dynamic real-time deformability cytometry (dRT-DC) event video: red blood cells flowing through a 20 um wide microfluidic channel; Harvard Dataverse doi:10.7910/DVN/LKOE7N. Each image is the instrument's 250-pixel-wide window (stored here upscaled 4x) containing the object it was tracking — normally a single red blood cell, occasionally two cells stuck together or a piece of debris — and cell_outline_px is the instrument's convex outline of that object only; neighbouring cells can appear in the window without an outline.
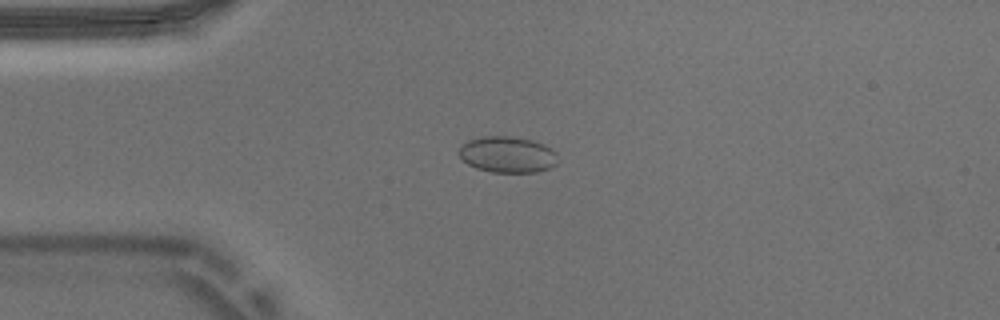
{"species": "Egyptian fruit bat (a non-hibernating species)", "species_latin": "Rousettus aegyptiacus", "temperature_condition": "warm", "stored_images_in_passage": 53, "camera_frame_rate_fps": 3000, "um_per_image_px": 0.085, "animal": {"sex": "male"}, "frame": {"image": 1, "passage_image": 12, "time_ms": 3.667, "image_size_px": [1000, 320], "cell_outline_px": [[556, 164], [548, 168], [536, 172], [492, 172], [476, 168], [468, 164], [460, 156], [460, 148], [468, 140], [484, 136], [512, 136], [532, 140], [544, 144], [556, 152]], "centroid_in_image_um": [43.14, 13.13], "position_along_channel_um": 41.9, "area_um2": 20.63}}
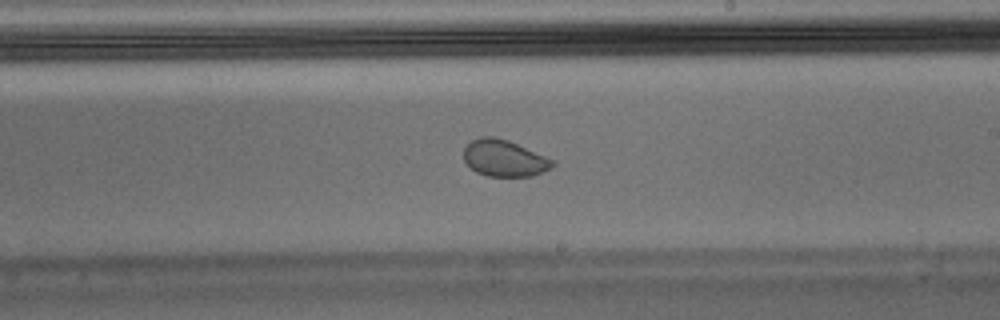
{"frame": {"image": 2, "passage_image": 30, "time_ms": 9.667, "image_size_px": [1000, 320], "cell_outline_px": [[556, 164], [532, 176], [488, 176], [476, 172], [464, 160], [464, 148], [472, 140], [480, 136], [492, 136], [508, 140], [556, 160]], "centroid_in_image_um": [42.86, 13.43], "position_along_channel_um": 246.1, "area_um2": 18.84}}
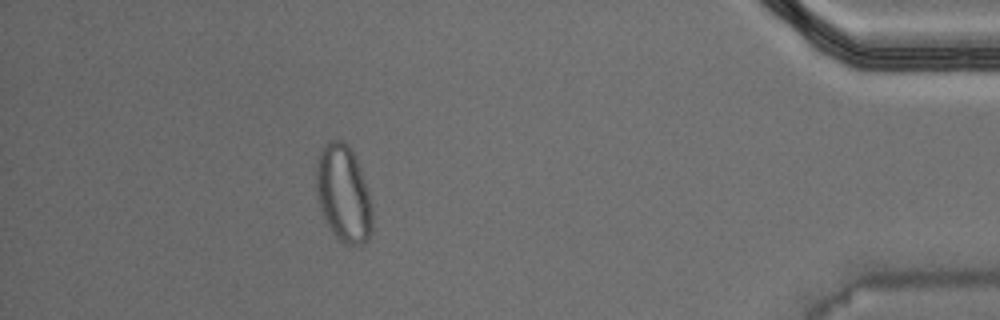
{"frame": {"image": 3, "passage_image": 47, "time_ms": 15.333, "image_size_px": [1000, 320], "cell_outline_px": [[372, 232], [368, 240], [364, 244], [356, 248], [344, 244], [336, 236], [328, 224], [320, 208], [316, 192], [316, 160], [324, 144], [328, 140], [340, 140], [348, 144], [352, 148], [360, 168], [372, 204]], "centroid_in_image_um": [29.2, 16.48], "position_along_channel_um": 406.0, "area_um2": 32.08}}